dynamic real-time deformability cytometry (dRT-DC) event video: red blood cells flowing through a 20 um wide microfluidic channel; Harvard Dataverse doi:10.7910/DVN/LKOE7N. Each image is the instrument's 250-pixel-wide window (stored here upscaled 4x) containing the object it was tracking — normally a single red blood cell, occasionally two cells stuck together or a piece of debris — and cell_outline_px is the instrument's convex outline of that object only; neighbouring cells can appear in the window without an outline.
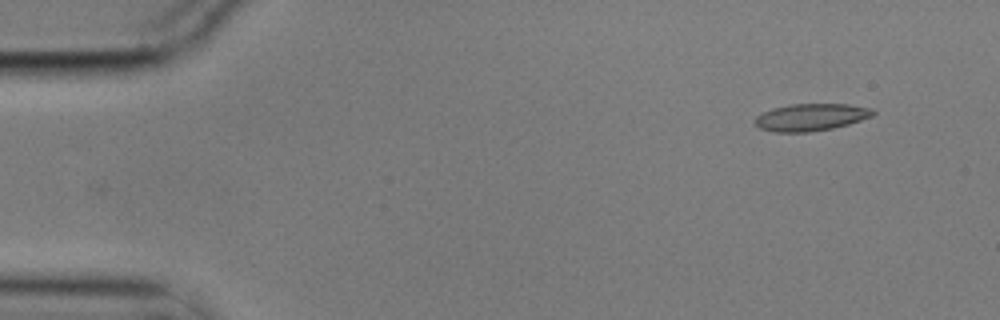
{"species": "common noctule bat (a hibernating species)", "species_latin": "Nyctalus noctula", "temperature_condition": "cold", "stored_images_in_passage": 4, "camera_frame_rate_fps": 3000, "um_per_image_px": 0.085, "animal": {"sex": "male", "body_mass_g": 17.9}, "frame": {"image": 1, "passage_image": 1, "time_ms": 0.0, "image_size_px": [1000, 320], "cell_outline_px": [[876, 112], [872, 116], [848, 124], [832, 128], [808, 132], [772, 132], [760, 128], [752, 120], [756, 116], [772, 108], [792, 104], [848, 104], [872, 108]], "centroid_in_image_um": [68.91, 9.96], "position_along_channel_um": 16.1, "area_um2": 18.67}}
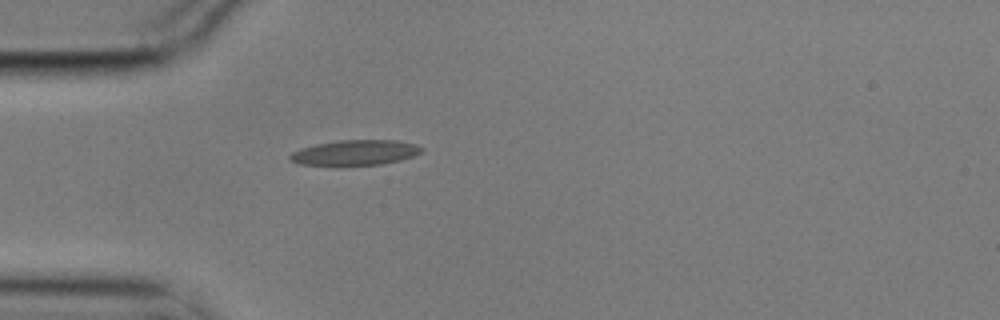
{"frame": {"image": 2, "passage_image": 4, "time_ms": 1.0, "image_size_px": [1000, 320], "cell_outline_px": [[424, 148], [420, 152], [412, 156], [400, 160], [384, 164], [340, 168], [336, 168], [296, 164], [288, 160], [288, 156], [292, 152], [300, 148], [316, 144], [340, 140], [396, 140], [416, 144]], "centroid_in_image_um": [30.08, 13.03], "position_along_channel_um": 54.9, "area_um2": 20.4}}